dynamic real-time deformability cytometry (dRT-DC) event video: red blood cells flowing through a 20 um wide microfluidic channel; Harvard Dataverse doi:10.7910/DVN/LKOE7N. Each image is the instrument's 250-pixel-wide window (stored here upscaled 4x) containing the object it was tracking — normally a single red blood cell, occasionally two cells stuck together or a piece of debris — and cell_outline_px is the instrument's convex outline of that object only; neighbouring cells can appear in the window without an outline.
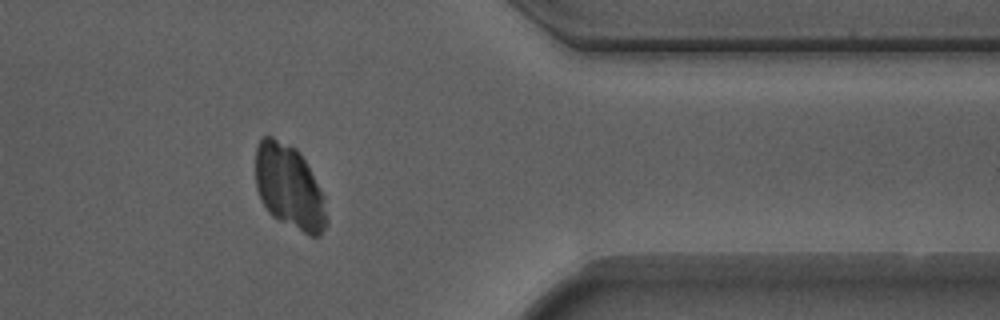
{"species": "Egyptian fruit bat (a non-hibernating species)", "species_latin": "Rousettus aegyptiacus", "temperature_condition": "warm", "stored_images_in_passage": 38, "camera_frame_rate_fps": 3000, "um_per_image_px": 0.085, "animal": {"sex": "male"}, "frame": {"image": 1, "passage_image": 28, "time_ms": 9.0, "image_size_px": [1000, 320], "cell_outline_px": [[328, 224], [320, 236], [312, 236], [272, 216], [268, 212], [260, 200], [256, 188], [256, 148], [260, 140], [264, 136], [272, 136], [296, 148], [300, 152], [324, 196], [328, 220]], "centroid_in_image_um": [24.59, 15.9], "position_along_channel_um": 386.8, "area_um2": 34.8}}
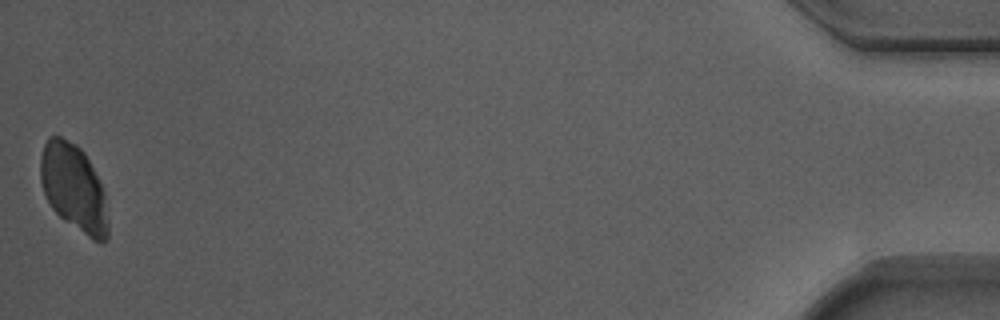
{"frame": {"image": 2, "passage_image": 38, "time_ms": 12.333, "image_size_px": [1000, 320], "cell_outline_px": [[108, 240], [92, 240], [64, 220], [52, 208], [44, 192], [40, 180], [40, 156], [44, 144], [48, 136], [60, 136], [76, 144], [84, 152], [104, 192], [108, 224]], "centroid_in_image_um": [6.25, 15.95], "position_along_channel_um": 429.0, "area_um2": 33.99}}